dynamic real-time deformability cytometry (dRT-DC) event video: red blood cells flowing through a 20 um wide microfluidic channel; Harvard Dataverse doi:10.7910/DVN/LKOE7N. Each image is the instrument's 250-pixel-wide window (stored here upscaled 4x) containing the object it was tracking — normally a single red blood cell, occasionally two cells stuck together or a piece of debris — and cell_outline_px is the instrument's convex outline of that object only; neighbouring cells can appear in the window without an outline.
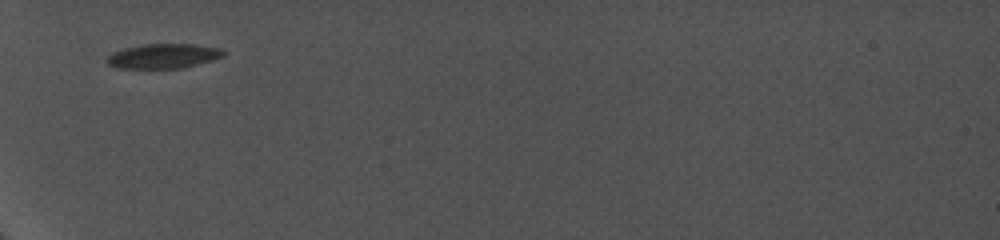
{"species": "common noctule bat (a hibernating species)", "species_latin": "Nyctalus noctula", "temperature_condition": "cold", "stored_images_in_passage": 21, "camera_frame_rate_fps": 5000, "um_per_image_px": 0.085, "animal": {"sex": "female", "body_mass_g": 19.0, "forearm_length_mm": 56.7}, "frame": {"image": 1, "passage_image": 1, "time_ms": 0.0, "image_size_px": [1000, 240], "cell_outline_px": [[228, 52], [224, 56], [212, 60], [184, 68], [116, 68], [108, 64], [104, 60], [112, 52], [124, 48], [144, 44], [196, 44], [220, 48]], "centroid_in_image_um": [13.9, 4.76], "position_along_channel_um": 71.1, "area_um2": 16.94}}
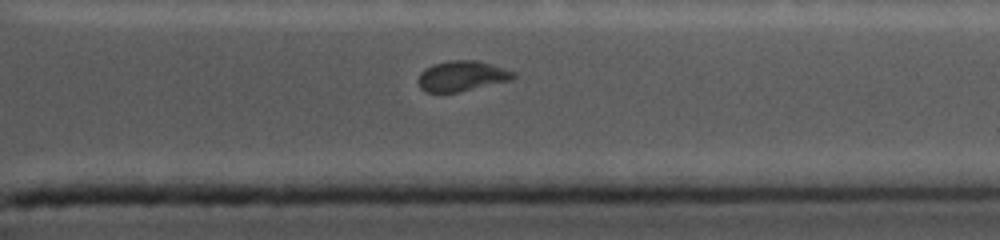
{"frame": {"image": 2, "passage_image": 18, "time_ms": 8.2, "image_size_px": [1000, 240], "cell_outline_px": [[516, 76], [512, 80], [456, 92], [428, 92], [420, 88], [416, 80], [420, 72], [424, 68], [432, 64], [448, 60], [480, 60], [516, 72]], "centroid_in_image_um": [39.24, 6.44], "position_along_channel_um": 372.2, "area_um2": 17.05}}
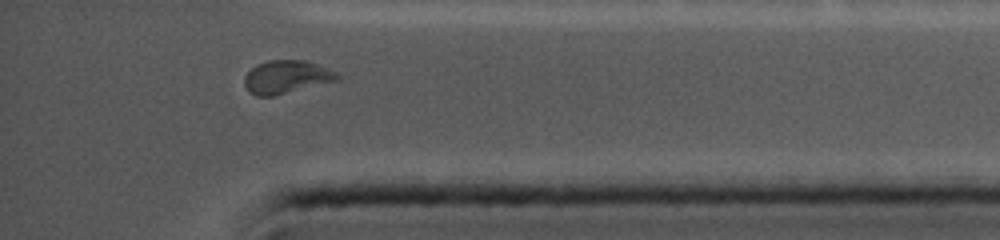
{"frame": {"image": 3, "passage_image": 20, "time_ms": 9.2, "image_size_px": [1000, 240], "cell_outline_px": [[340, 76], [336, 80], [272, 96], [256, 96], [248, 92], [244, 84], [244, 76], [256, 64], [268, 60], [304, 60], [320, 64], [336, 72]], "centroid_in_image_um": [24.31, 6.52], "position_along_channel_um": 410.9, "area_um2": 17.8}, "authors_computed_cell_mechanics": {"area_um2": 17.8024, "velocity_mm_per_s": 3.7907, "shape_relaxation_time_tau1_ms": null, "shape_relaxation_time_tau2_ms": 3.7363, "deformation_change_tau1": null, "deformation_change_tau2": 0.0568}}